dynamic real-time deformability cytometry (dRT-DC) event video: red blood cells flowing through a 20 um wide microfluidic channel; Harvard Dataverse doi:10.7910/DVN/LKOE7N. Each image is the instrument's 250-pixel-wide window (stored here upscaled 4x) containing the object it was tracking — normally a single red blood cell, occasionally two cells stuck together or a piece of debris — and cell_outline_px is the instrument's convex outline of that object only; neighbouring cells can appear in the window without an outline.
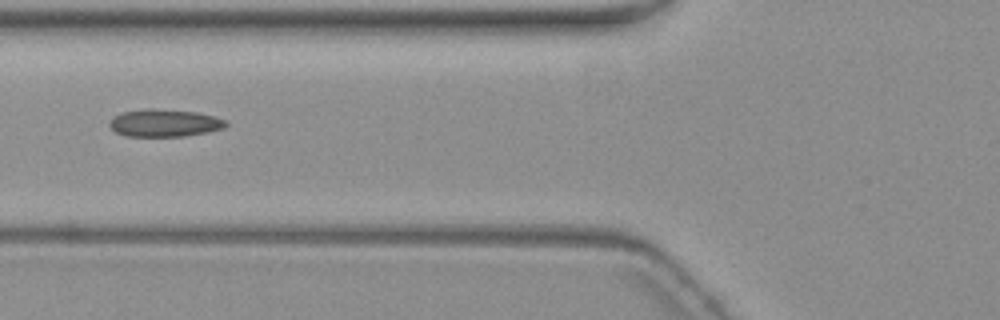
{"species": "common noctule bat (a hibernating species)", "species_latin": "Nyctalus noctula", "temperature_condition": "warm", "stored_images_in_passage": 4, "camera_frame_rate_fps": 3000, "um_per_image_px": 0.085, "animal": {"sex": "female", "body_mass_g": 19.3, "forearm_length_mm": 54.1}, "frame": {"image": 1, "passage_image": 3, "time_ms": 2.667, "image_size_px": [1000, 320], "cell_outline_px": [[228, 124], [224, 128], [208, 132], [184, 136], [124, 136], [116, 132], [108, 124], [112, 116], [120, 112], [148, 108], [156, 108], [196, 112], [212, 116], [224, 120]], "centroid_in_image_um": [13.93, 10.45], "position_along_channel_um": 111.9, "area_um2": 18.73}}
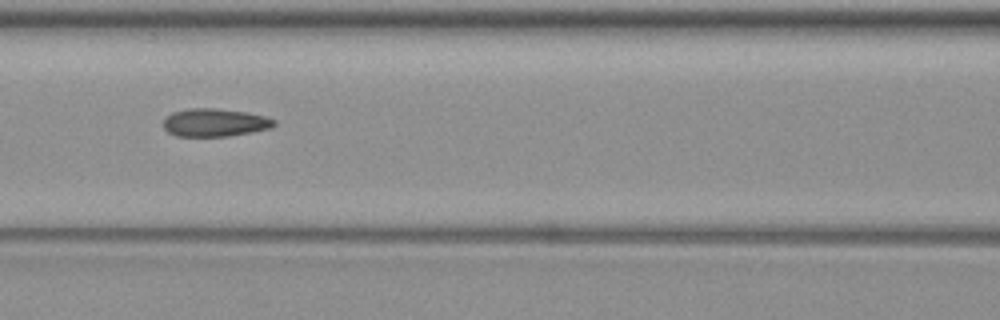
{"frame": {"image": 2, "passage_image": 4, "time_ms": 3.667, "image_size_px": [1000, 320], "cell_outline_px": [[276, 124], [268, 128], [228, 136], [176, 136], [168, 132], [164, 128], [164, 120], [172, 112], [188, 108], [212, 108], [248, 112], [264, 116], [276, 120]], "centroid_in_image_um": [18.23, 10.41], "position_along_channel_um": 148.4, "area_um2": 17.86}}